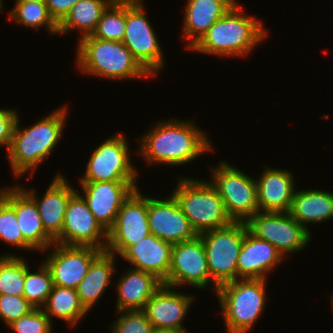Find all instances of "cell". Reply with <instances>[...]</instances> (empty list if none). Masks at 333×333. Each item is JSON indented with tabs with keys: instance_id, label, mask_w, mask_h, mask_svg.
I'll return each instance as SVG.
<instances>
[{
	"instance_id": "8d00e7d4",
	"label": "cell",
	"mask_w": 333,
	"mask_h": 333,
	"mask_svg": "<svg viewBox=\"0 0 333 333\" xmlns=\"http://www.w3.org/2000/svg\"><path fill=\"white\" fill-rule=\"evenodd\" d=\"M33 309L24 296L0 295V318L7 326Z\"/></svg>"
},
{
	"instance_id": "603a6c76",
	"label": "cell",
	"mask_w": 333,
	"mask_h": 333,
	"mask_svg": "<svg viewBox=\"0 0 333 333\" xmlns=\"http://www.w3.org/2000/svg\"><path fill=\"white\" fill-rule=\"evenodd\" d=\"M172 244L153 234L129 246L121 255L134 269L149 272L164 282L171 264Z\"/></svg>"
},
{
	"instance_id": "5b68a950",
	"label": "cell",
	"mask_w": 333,
	"mask_h": 333,
	"mask_svg": "<svg viewBox=\"0 0 333 333\" xmlns=\"http://www.w3.org/2000/svg\"><path fill=\"white\" fill-rule=\"evenodd\" d=\"M266 279H237L218 287L215 293L226 333H247L263 313Z\"/></svg>"
},
{
	"instance_id": "e575fe53",
	"label": "cell",
	"mask_w": 333,
	"mask_h": 333,
	"mask_svg": "<svg viewBox=\"0 0 333 333\" xmlns=\"http://www.w3.org/2000/svg\"><path fill=\"white\" fill-rule=\"evenodd\" d=\"M122 314L110 326L111 333H154L153 324L142 310L117 311Z\"/></svg>"
},
{
	"instance_id": "e0dca14e",
	"label": "cell",
	"mask_w": 333,
	"mask_h": 333,
	"mask_svg": "<svg viewBox=\"0 0 333 333\" xmlns=\"http://www.w3.org/2000/svg\"><path fill=\"white\" fill-rule=\"evenodd\" d=\"M148 224L151 234L172 245L197 236L172 194L165 199L148 197Z\"/></svg>"
},
{
	"instance_id": "2e32d148",
	"label": "cell",
	"mask_w": 333,
	"mask_h": 333,
	"mask_svg": "<svg viewBox=\"0 0 333 333\" xmlns=\"http://www.w3.org/2000/svg\"><path fill=\"white\" fill-rule=\"evenodd\" d=\"M137 181L79 182L89 210L108 232L115 224L121 205L137 188Z\"/></svg>"
},
{
	"instance_id": "7402d4cb",
	"label": "cell",
	"mask_w": 333,
	"mask_h": 333,
	"mask_svg": "<svg viewBox=\"0 0 333 333\" xmlns=\"http://www.w3.org/2000/svg\"><path fill=\"white\" fill-rule=\"evenodd\" d=\"M263 171L255 178L259 212H288L296 191L292 172L267 165Z\"/></svg>"
},
{
	"instance_id": "484cf974",
	"label": "cell",
	"mask_w": 333,
	"mask_h": 333,
	"mask_svg": "<svg viewBox=\"0 0 333 333\" xmlns=\"http://www.w3.org/2000/svg\"><path fill=\"white\" fill-rule=\"evenodd\" d=\"M288 213L302 226L333 219V193L319 189L295 191Z\"/></svg>"
},
{
	"instance_id": "4dcf8cb0",
	"label": "cell",
	"mask_w": 333,
	"mask_h": 333,
	"mask_svg": "<svg viewBox=\"0 0 333 333\" xmlns=\"http://www.w3.org/2000/svg\"><path fill=\"white\" fill-rule=\"evenodd\" d=\"M126 29V0H114L102 13L91 36L101 40L123 41Z\"/></svg>"
},
{
	"instance_id": "f546056e",
	"label": "cell",
	"mask_w": 333,
	"mask_h": 333,
	"mask_svg": "<svg viewBox=\"0 0 333 333\" xmlns=\"http://www.w3.org/2000/svg\"><path fill=\"white\" fill-rule=\"evenodd\" d=\"M9 18L25 27L38 30L46 27L49 34H58V24L50 16L45 2H15Z\"/></svg>"
},
{
	"instance_id": "74e56055",
	"label": "cell",
	"mask_w": 333,
	"mask_h": 333,
	"mask_svg": "<svg viewBox=\"0 0 333 333\" xmlns=\"http://www.w3.org/2000/svg\"><path fill=\"white\" fill-rule=\"evenodd\" d=\"M20 117L16 109L0 108V146H5L8 150L17 119Z\"/></svg>"
},
{
	"instance_id": "f35d334b",
	"label": "cell",
	"mask_w": 333,
	"mask_h": 333,
	"mask_svg": "<svg viewBox=\"0 0 333 333\" xmlns=\"http://www.w3.org/2000/svg\"><path fill=\"white\" fill-rule=\"evenodd\" d=\"M80 0H46L50 16L59 24L70 9Z\"/></svg>"
},
{
	"instance_id": "44dd1931",
	"label": "cell",
	"mask_w": 333,
	"mask_h": 333,
	"mask_svg": "<svg viewBox=\"0 0 333 333\" xmlns=\"http://www.w3.org/2000/svg\"><path fill=\"white\" fill-rule=\"evenodd\" d=\"M282 260L275 246L247 230L237 259V279H266Z\"/></svg>"
},
{
	"instance_id": "d6986e66",
	"label": "cell",
	"mask_w": 333,
	"mask_h": 333,
	"mask_svg": "<svg viewBox=\"0 0 333 333\" xmlns=\"http://www.w3.org/2000/svg\"><path fill=\"white\" fill-rule=\"evenodd\" d=\"M23 190L35 201L45 231L55 240L62 232L69 200L77 190L59 173L41 199L34 189Z\"/></svg>"
},
{
	"instance_id": "52a82bcc",
	"label": "cell",
	"mask_w": 333,
	"mask_h": 333,
	"mask_svg": "<svg viewBox=\"0 0 333 333\" xmlns=\"http://www.w3.org/2000/svg\"><path fill=\"white\" fill-rule=\"evenodd\" d=\"M218 166L208 167L212 172L208 180L219 193L226 211L233 221L246 222L259 212L255 178L221 161Z\"/></svg>"
},
{
	"instance_id": "7a4b0ae2",
	"label": "cell",
	"mask_w": 333,
	"mask_h": 333,
	"mask_svg": "<svg viewBox=\"0 0 333 333\" xmlns=\"http://www.w3.org/2000/svg\"><path fill=\"white\" fill-rule=\"evenodd\" d=\"M66 108L67 106L59 107L31 127L22 130L18 117L12 141L7 150L15 178L30 173L33 175L38 165L45 161L56 148L66 126L68 115Z\"/></svg>"
},
{
	"instance_id": "836d02e7",
	"label": "cell",
	"mask_w": 333,
	"mask_h": 333,
	"mask_svg": "<svg viewBox=\"0 0 333 333\" xmlns=\"http://www.w3.org/2000/svg\"><path fill=\"white\" fill-rule=\"evenodd\" d=\"M0 240L19 249L34 250L23 238L15 209L0 195Z\"/></svg>"
},
{
	"instance_id": "ab89813d",
	"label": "cell",
	"mask_w": 333,
	"mask_h": 333,
	"mask_svg": "<svg viewBox=\"0 0 333 333\" xmlns=\"http://www.w3.org/2000/svg\"><path fill=\"white\" fill-rule=\"evenodd\" d=\"M186 328H164V329H155L154 333H187Z\"/></svg>"
},
{
	"instance_id": "83f0119b",
	"label": "cell",
	"mask_w": 333,
	"mask_h": 333,
	"mask_svg": "<svg viewBox=\"0 0 333 333\" xmlns=\"http://www.w3.org/2000/svg\"><path fill=\"white\" fill-rule=\"evenodd\" d=\"M114 0H80L58 24V35L67 34L71 29H79L81 39L91 35L102 13ZM82 34V35H81Z\"/></svg>"
},
{
	"instance_id": "d4e9b609",
	"label": "cell",
	"mask_w": 333,
	"mask_h": 333,
	"mask_svg": "<svg viewBox=\"0 0 333 333\" xmlns=\"http://www.w3.org/2000/svg\"><path fill=\"white\" fill-rule=\"evenodd\" d=\"M116 284V311L143 310L147 301L163 285L155 275L142 270L125 269Z\"/></svg>"
},
{
	"instance_id": "8fae6325",
	"label": "cell",
	"mask_w": 333,
	"mask_h": 333,
	"mask_svg": "<svg viewBox=\"0 0 333 333\" xmlns=\"http://www.w3.org/2000/svg\"><path fill=\"white\" fill-rule=\"evenodd\" d=\"M245 223L251 234L275 246L284 259L301 251L312 239L311 231L288 212H257Z\"/></svg>"
},
{
	"instance_id": "277c9868",
	"label": "cell",
	"mask_w": 333,
	"mask_h": 333,
	"mask_svg": "<svg viewBox=\"0 0 333 333\" xmlns=\"http://www.w3.org/2000/svg\"><path fill=\"white\" fill-rule=\"evenodd\" d=\"M76 66L83 74L125 80L151 77L120 41L101 40L87 35L77 44Z\"/></svg>"
},
{
	"instance_id": "b9f144b4",
	"label": "cell",
	"mask_w": 333,
	"mask_h": 333,
	"mask_svg": "<svg viewBox=\"0 0 333 333\" xmlns=\"http://www.w3.org/2000/svg\"><path fill=\"white\" fill-rule=\"evenodd\" d=\"M3 3H4V1H2V0H0V11L3 9Z\"/></svg>"
},
{
	"instance_id": "30bf717a",
	"label": "cell",
	"mask_w": 333,
	"mask_h": 333,
	"mask_svg": "<svg viewBox=\"0 0 333 333\" xmlns=\"http://www.w3.org/2000/svg\"><path fill=\"white\" fill-rule=\"evenodd\" d=\"M129 143L122 133L110 136L90 155L80 182L138 181Z\"/></svg>"
},
{
	"instance_id": "d590c367",
	"label": "cell",
	"mask_w": 333,
	"mask_h": 333,
	"mask_svg": "<svg viewBox=\"0 0 333 333\" xmlns=\"http://www.w3.org/2000/svg\"><path fill=\"white\" fill-rule=\"evenodd\" d=\"M8 327L15 333H51L53 329L50 318L41 308H34Z\"/></svg>"
},
{
	"instance_id": "4316f807",
	"label": "cell",
	"mask_w": 333,
	"mask_h": 333,
	"mask_svg": "<svg viewBox=\"0 0 333 333\" xmlns=\"http://www.w3.org/2000/svg\"><path fill=\"white\" fill-rule=\"evenodd\" d=\"M117 255L103 251L91 264L88 273L76 288L79 300L85 309H90L103 296L113 278Z\"/></svg>"
},
{
	"instance_id": "ac0fdd59",
	"label": "cell",
	"mask_w": 333,
	"mask_h": 333,
	"mask_svg": "<svg viewBox=\"0 0 333 333\" xmlns=\"http://www.w3.org/2000/svg\"><path fill=\"white\" fill-rule=\"evenodd\" d=\"M0 195L15 209L23 238L41 252L51 250L54 239L45 231L35 201L20 185L0 189Z\"/></svg>"
},
{
	"instance_id": "6da1fadb",
	"label": "cell",
	"mask_w": 333,
	"mask_h": 333,
	"mask_svg": "<svg viewBox=\"0 0 333 333\" xmlns=\"http://www.w3.org/2000/svg\"><path fill=\"white\" fill-rule=\"evenodd\" d=\"M193 121L177 119L157 121L156 126L142 136L139 154L150 164L184 165L200 155L214 151L206 133Z\"/></svg>"
},
{
	"instance_id": "8992f818",
	"label": "cell",
	"mask_w": 333,
	"mask_h": 333,
	"mask_svg": "<svg viewBox=\"0 0 333 333\" xmlns=\"http://www.w3.org/2000/svg\"><path fill=\"white\" fill-rule=\"evenodd\" d=\"M177 181L172 195L197 235L233 222L222 198L208 180L179 177Z\"/></svg>"
},
{
	"instance_id": "f1b7e54d",
	"label": "cell",
	"mask_w": 333,
	"mask_h": 333,
	"mask_svg": "<svg viewBox=\"0 0 333 333\" xmlns=\"http://www.w3.org/2000/svg\"><path fill=\"white\" fill-rule=\"evenodd\" d=\"M41 309L50 318L51 322L52 318L56 317L62 321L64 320L65 323H69L71 328L88 313L81 304L76 289L55 285H53L51 293Z\"/></svg>"
},
{
	"instance_id": "d6a6232c",
	"label": "cell",
	"mask_w": 333,
	"mask_h": 333,
	"mask_svg": "<svg viewBox=\"0 0 333 333\" xmlns=\"http://www.w3.org/2000/svg\"><path fill=\"white\" fill-rule=\"evenodd\" d=\"M37 272H31L26 261L23 296L34 308H42L53 288L52 274L44 261Z\"/></svg>"
},
{
	"instance_id": "4fadbf2b",
	"label": "cell",
	"mask_w": 333,
	"mask_h": 333,
	"mask_svg": "<svg viewBox=\"0 0 333 333\" xmlns=\"http://www.w3.org/2000/svg\"><path fill=\"white\" fill-rule=\"evenodd\" d=\"M148 196L135 189L119 209L114 226L108 231L106 252L121 255L129 246L150 235Z\"/></svg>"
},
{
	"instance_id": "1f68e13d",
	"label": "cell",
	"mask_w": 333,
	"mask_h": 333,
	"mask_svg": "<svg viewBox=\"0 0 333 333\" xmlns=\"http://www.w3.org/2000/svg\"><path fill=\"white\" fill-rule=\"evenodd\" d=\"M26 261L14 254L0 255V295L23 296Z\"/></svg>"
},
{
	"instance_id": "9a60e30c",
	"label": "cell",
	"mask_w": 333,
	"mask_h": 333,
	"mask_svg": "<svg viewBox=\"0 0 333 333\" xmlns=\"http://www.w3.org/2000/svg\"><path fill=\"white\" fill-rule=\"evenodd\" d=\"M44 262L49 267L53 285L76 289L92 262L103 252L91 246H67L54 243Z\"/></svg>"
},
{
	"instance_id": "5bb4252c",
	"label": "cell",
	"mask_w": 333,
	"mask_h": 333,
	"mask_svg": "<svg viewBox=\"0 0 333 333\" xmlns=\"http://www.w3.org/2000/svg\"><path fill=\"white\" fill-rule=\"evenodd\" d=\"M54 242L67 246H91L106 250L108 232L95 219L78 191L69 200L62 232Z\"/></svg>"
},
{
	"instance_id": "ba28073f",
	"label": "cell",
	"mask_w": 333,
	"mask_h": 333,
	"mask_svg": "<svg viewBox=\"0 0 333 333\" xmlns=\"http://www.w3.org/2000/svg\"><path fill=\"white\" fill-rule=\"evenodd\" d=\"M247 230L245 222L233 221L199 235L206 250L211 280L218 287L237 280V259Z\"/></svg>"
},
{
	"instance_id": "60d3db41",
	"label": "cell",
	"mask_w": 333,
	"mask_h": 333,
	"mask_svg": "<svg viewBox=\"0 0 333 333\" xmlns=\"http://www.w3.org/2000/svg\"><path fill=\"white\" fill-rule=\"evenodd\" d=\"M46 2V0H16L15 2Z\"/></svg>"
},
{
	"instance_id": "3957f363",
	"label": "cell",
	"mask_w": 333,
	"mask_h": 333,
	"mask_svg": "<svg viewBox=\"0 0 333 333\" xmlns=\"http://www.w3.org/2000/svg\"><path fill=\"white\" fill-rule=\"evenodd\" d=\"M262 24L260 19L244 14L236 2L190 50L219 57H246L268 36Z\"/></svg>"
},
{
	"instance_id": "ffe728a7",
	"label": "cell",
	"mask_w": 333,
	"mask_h": 333,
	"mask_svg": "<svg viewBox=\"0 0 333 333\" xmlns=\"http://www.w3.org/2000/svg\"><path fill=\"white\" fill-rule=\"evenodd\" d=\"M173 289L163 284L142 310L155 329L185 328L183 321L194 298Z\"/></svg>"
},
{
	"instance_id": "9c48e42d",
	"label": "cell",
	"mask_w": 333,
	"mask_h": 333,
	"mask_svg": "<svg viewBox=\"0 0 333 333\" xmlns=\"http://www.w3.org/2000/svg\"><path fill=\"white\" fill-rule=\"evenodd\" d=\"M143 5L142 0H126V29L122 43L139 64L154 77L163 69L165 57Z\"/></svg>"
},
{
	"instance_id": "7bdbcfd3",
	"label": "cell",
	"mask_w": 333,
	"mask_h": 333,
	"mask_svg": "<svg viewBox=\"0 0 333 333\" xmlns=\"http://www.w3.org/2000/svg\"><path fill=\"white\" fill-rule=\"evenodd\" d=\"M332 303H331V305H332V310H333V296H332V294H331V300H330Z\"/></svg>"
},
{
	"instance_id": "7c38bea8",
	"label": "cell",
	"mask_w": 333,
	"mask_h": 333,
	"mask_svg": "<svg viewBox=\"0 0 333 333\" xmlns=\"http://www.w3.org/2000/svg\"><path fill=\"white\" fill-rule=\"evenodd\" d=\"M211 283L216 293L218 286L211 280L202 238L197 235L192 240L174 244L168 276L163 284L176 289L188 284L201 290Z\"/></svg>"
},
{
	"instance_id": "cb8c5ba5",
	"label": "cell",
	"mask_w": 333,
	"mask_h": 333,
	"mask_svg": "<svg viewBox=\"0 0 333 333\" xmlns=\"http://www.w3.org/2000/svg\"><path fill=\"white\" fill-rule=\"evenodd\" d=\"M236 0H188L183 21V40L189 50L219 20Z\"/></svg>"
}]
</instances>
